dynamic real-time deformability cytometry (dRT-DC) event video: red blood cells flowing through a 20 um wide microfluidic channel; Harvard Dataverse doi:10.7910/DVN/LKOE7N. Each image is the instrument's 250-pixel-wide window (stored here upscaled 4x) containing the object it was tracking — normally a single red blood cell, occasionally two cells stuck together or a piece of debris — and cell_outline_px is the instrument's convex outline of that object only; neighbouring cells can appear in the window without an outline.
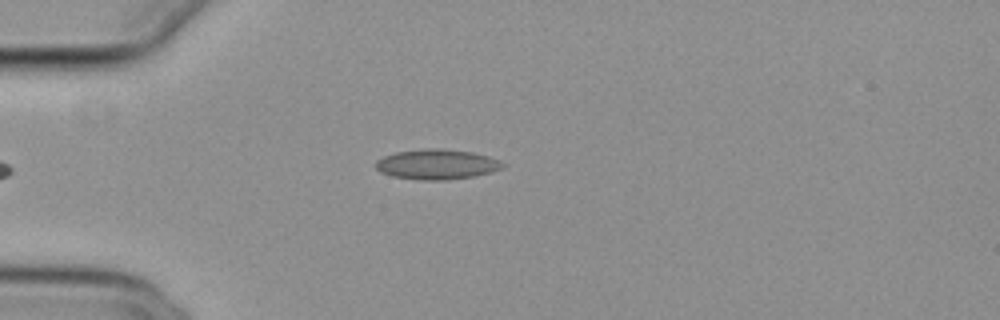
{"species": "common noctule bat (a hibernating species)", "species_latin": "Nyctalus noctula", "temperature_condition": "cold", "stored_images_in_passage": 16, "camera_frame_rate_fps": 3000, "um_per_image_px": 0.085, "animal": {"sex": "female", "body_mass_g": 29.2, "forearm_length_mm": 56.3}, "frame": {"image": 1, "passage_image": 1, "time_ms": 0.0, "image_size_px": [1000, 320], "cell_outline_px": [[504, 168], [492, 172], [476, 176], [444, 180], [424, 180], [392, 176], [380, 172], [376, 168], [376, 160], [384, 156], [396, 152], [424, 148], [444, 148], [472, 152], [488, 156], [500, 160], [504, 164]], "centroid_in_image_um": [37.16, 13.96], "position_along_channel_um": 47.8, "area_um2": 22.43}}
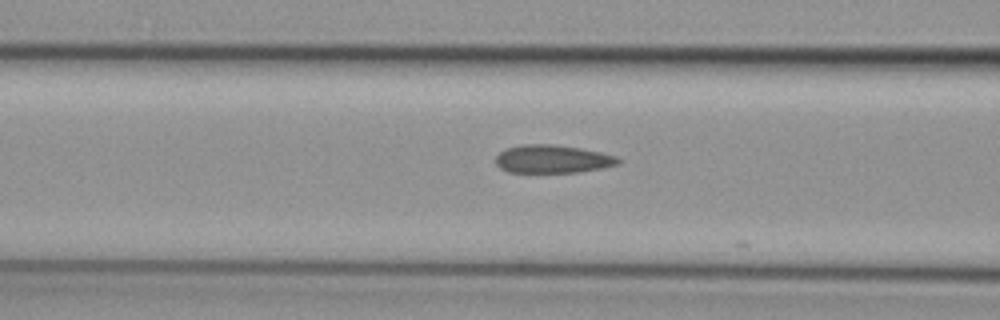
{"frame": {"image": 2, "passage_image": 8, "time_ms": 2.333, "image_size_px": [1000, 320], "cell_outline_px": [[624, 160], [620, 164], [604, 168], [580, 172], [508, 172], [500, 168], [496, 164], [496, 156], [500, 152], [508, 148], [520, 144], [552, 144], [580, 148], [600, 152], [616, 156]], "centroid_in_image_um": [47.01, 13.52], "position_along_channel_um": 119.6, "area_um2": 20.23}}
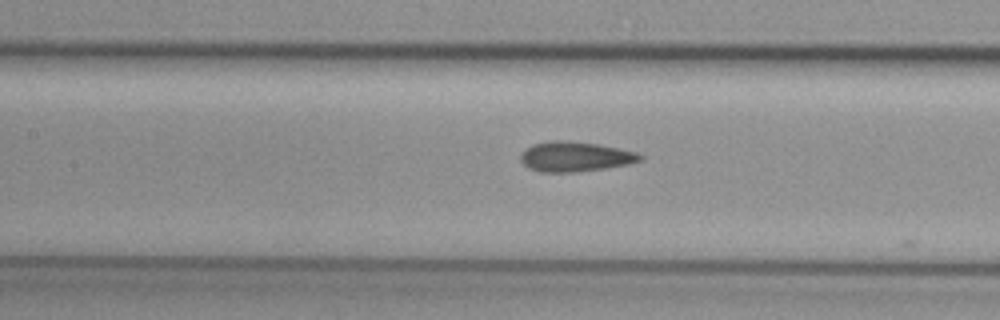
{"frame": {"image": 3, "passage_image": 11, "time_ms": 3.333, "image_size_px": [1000, 320], "cell_outline_px": [[644, 160], [628, 164], [604, 168], [576, 172], [540, 172], [528, 168], [520, 160], [520, 152], [532, 144], [548, 140], [568, 140], [596, 144], [636, 152], [644, 156]], "centroid_in_image_um": [48.84, 13.31], "position_along_channel_um": 158.6, "area_um2": 20.98}}